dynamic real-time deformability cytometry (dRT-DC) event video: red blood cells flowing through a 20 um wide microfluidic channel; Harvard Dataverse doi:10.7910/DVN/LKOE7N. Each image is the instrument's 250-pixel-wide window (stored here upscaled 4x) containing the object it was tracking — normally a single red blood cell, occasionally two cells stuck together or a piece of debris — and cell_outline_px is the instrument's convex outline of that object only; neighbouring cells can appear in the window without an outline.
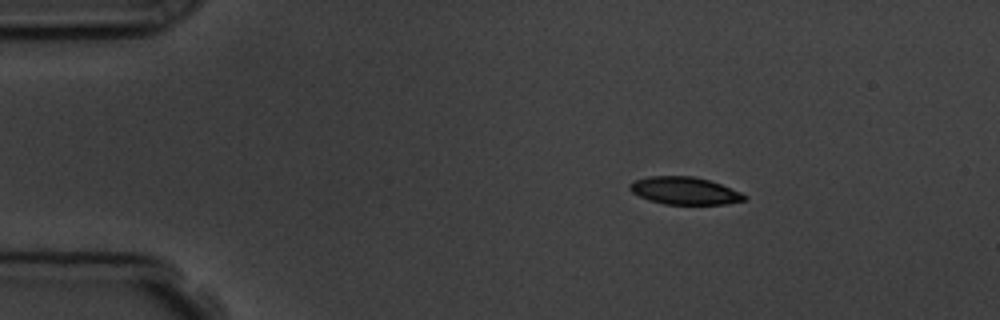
{"species": "common noctule bat (a hibernating species)", "species_latin": "Nyctalus noctula", "temperature_condition": "room temperature", "stored_images_in_passage": 3, "camera_frame_rate_fps": 3000, "um_per_image_px": 0.085, "animal": {"sex": "male", "body_mass_g": 19.5, "forearm_length_mm": 54.6}, "frame": {"image": 1, "passage_image": 1, "time_ms": 0.0, "image_size_px": [1000, 320], "cell_outline_px": [[748, 196], [744, 200], [728, 204], [664, 204], [648, 200], [632, 192], [628, 188], [628, 184], [636, 180], [648, 176], [692, 176], [708, 180], [720, 184], [740, 192]], "centroid_in_image_um": [58.17, 16.21], "position_along_channel_um": 26.8, "area_um2": 18.26}}
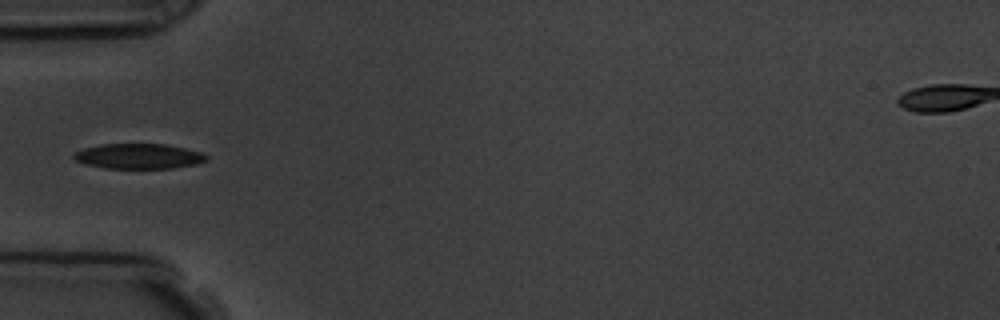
{"frame": {"image": 2, "passage_image": 3, "time_ms": 3.0, "image_size_px": [1000, 320], "cell_outline_px": [[208, 160], [196, 164], [172, 168], [104, 168], [84, 164], [76, 160], [72, 156], [76, 152], [84, 148], [100, 144], [164, 144], [204, 152], [208, 156]], "centroid_in_image_um": [11.81, 13.28], "position_along_channel_um": 73.2, "area_um2": 19.48}}